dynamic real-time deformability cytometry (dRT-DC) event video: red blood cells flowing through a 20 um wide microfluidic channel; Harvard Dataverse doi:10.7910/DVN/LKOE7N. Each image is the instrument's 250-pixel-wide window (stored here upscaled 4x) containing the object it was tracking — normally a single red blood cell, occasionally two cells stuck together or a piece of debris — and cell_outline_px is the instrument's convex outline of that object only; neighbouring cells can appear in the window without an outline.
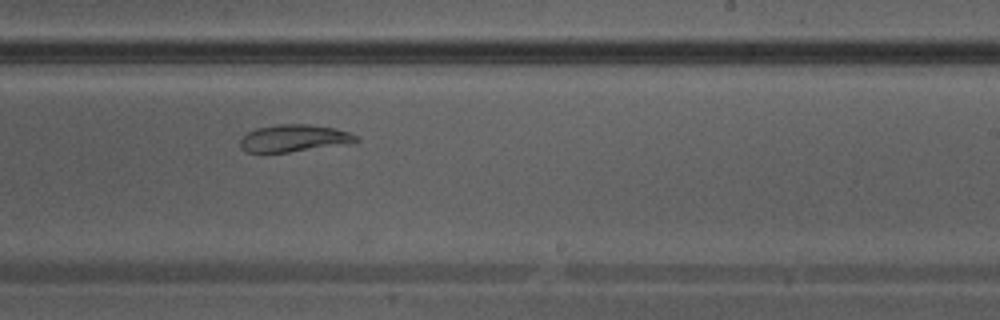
{"species": "Egyptian fruit bat (a non-hibernating species)", "species_latin": "Rousettus aegyptiacus", "temperature_condition": "warm", "stored_images_in_passage": 21, "camera_frame_rate_fps": 3000, "um_per_image_px": 0.085, "animal": {"sex": "male"}, "frame": {"image": 1, "passage_image": 17, "time_ms": 5.333, "image_size_px": [1000, 320], "cell_outline_px": [[360, 140], [348, 144], [288, 152], [248, 152], [240, 148], [240, 140], [248, 132], [256, 128], [280, 124], [308, 124], [336, 128], [360, 136]], "centroid_in_image_um": [25.03, 11.74], "position_along_channel_um": 264.0, "area_um2": 18.38}}